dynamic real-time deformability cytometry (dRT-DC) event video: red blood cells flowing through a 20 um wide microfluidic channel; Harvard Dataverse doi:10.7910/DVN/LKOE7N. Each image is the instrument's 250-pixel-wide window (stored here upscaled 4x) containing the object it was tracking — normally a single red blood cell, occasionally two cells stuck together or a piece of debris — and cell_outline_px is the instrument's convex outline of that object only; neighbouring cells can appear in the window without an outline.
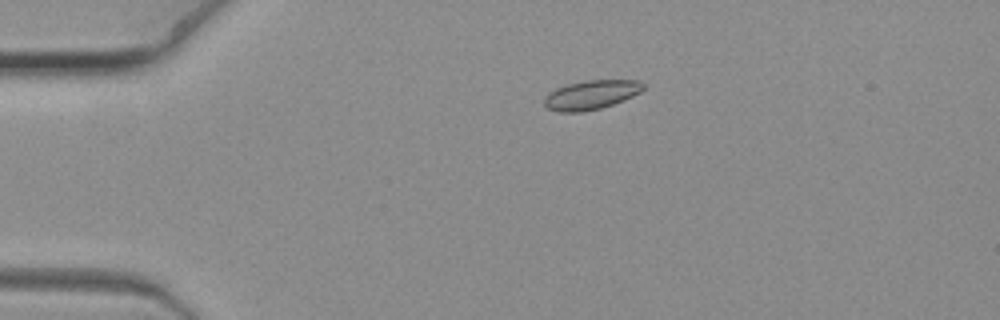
{"species": "common noctule bat (a hibernating species)", "species_latin": "Nyctalus noctula", "temperature_condition": "warm", "stored_images_in_passage": 8, "camera_frame_rate_fps": 3000, "um_per_image_px": 0.085, "animal": {"sex": "female", "body_mass_g": 19.3, "forearm_length_mm": 54.1}, "frame": {"image": 1, "passage_image": 5, "time_ms": 1.333, "image_size_px": [1000, 320], "cell_outline_px": [[644, 88], [640, 92], [624, 100], [600, 108], [584, 112], [556, 112], [548, 108], [544, 104], [544, 96], [548, 92], [556, 88], [568, 84], [584, 80], [640, 80], [644, 84]], "centroid_in_image_um": [50.22, 8.06], "position_along_channel_um": 34.8, "area_um2": 16.94}}
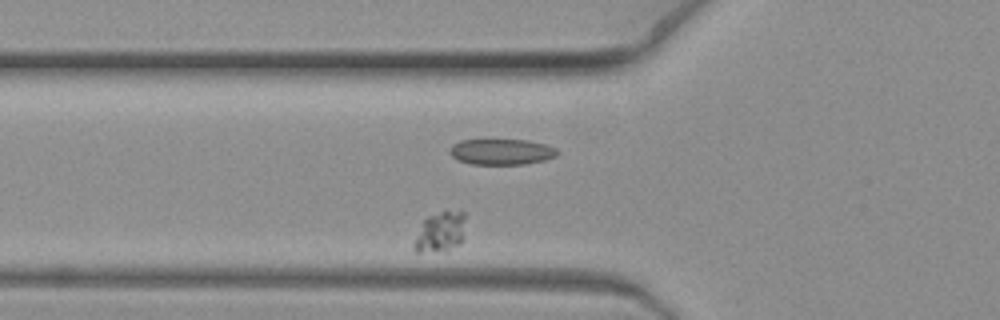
{"frame": {"image": 2, "passage_image": 8, "time_ms": 2.333, "image_size_px": [1000, 320], "cell_outline_px": [[464, 216], [460, 244], [448, 248], [420, 252], [416, 252], [412, 248], [412, 244], [424, 220], [428, 216], [444, 208], [464, 212]], "centroid_in_image_um": [37.38, 19.64], "position_along_channel_um": 88.4, "area_um2": 11.79}}